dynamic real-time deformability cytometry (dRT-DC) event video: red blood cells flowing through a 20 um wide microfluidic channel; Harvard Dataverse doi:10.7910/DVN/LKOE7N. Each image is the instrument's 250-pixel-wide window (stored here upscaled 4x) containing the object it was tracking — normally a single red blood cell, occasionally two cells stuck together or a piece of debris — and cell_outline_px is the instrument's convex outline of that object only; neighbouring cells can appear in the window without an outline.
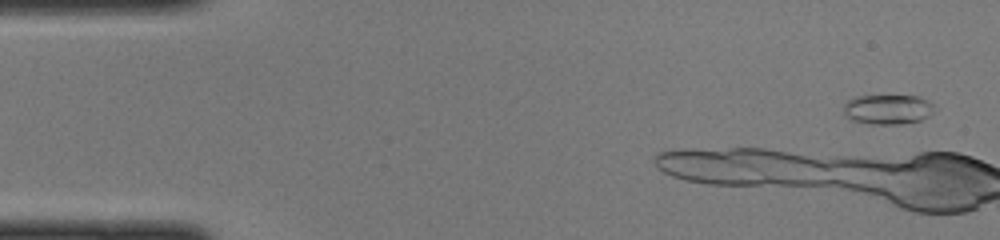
{"species": "common noctule bat (a hibernating species)", "species_latin": "Nyctalus noctula", "temperature_condition": "cold", "stored_images_in_passage": 6, "camera_frame_rate_fps": 3000, "um_per_image_px": 0.085, "animal": {"sex": "female", "body_mass_g": 22.0, "forearm_length_mm": 56.7}, "frame": {"image": 1, "passage_image": 1, "time_ms": 0.0, "image_size_px": [1000, 240], "cell_outline_px": [[936, 108], [928, 116], [920, 120], [900, 124], [872, 124], [852, 120], [844, 112], [844, 104], [848, 100], [856, 96], [920, 96], [936, 104]], "centroid_in_image_um": [75.51, 9.28], "position_along_channel_um": 9.5, "area_um2": 15.78}}